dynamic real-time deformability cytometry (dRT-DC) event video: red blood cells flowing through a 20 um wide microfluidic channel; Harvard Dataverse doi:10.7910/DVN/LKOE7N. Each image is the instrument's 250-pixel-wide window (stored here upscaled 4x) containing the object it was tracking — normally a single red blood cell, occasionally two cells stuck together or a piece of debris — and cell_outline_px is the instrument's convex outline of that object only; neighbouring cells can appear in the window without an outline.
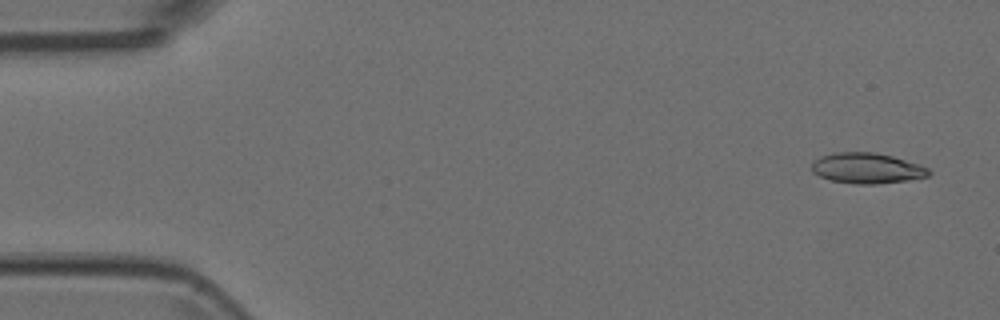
{"species": "Egyptian fruit bat (a non-hibernating species)", "species_latin": "Rousettus aegyptiacus", "temperature_condition": "room temperature", "stored_images_in_passage": 5, "segment_of_instrument_passage": [1, 2], "camera_frame_rate_fps": 3000, "um_per_image_px": 0.085, "animal": {"sex": "female"}, "frame": {"image": 1, "passage_image": 1, "time_ms": 0.0, "image_size_px": [1000, 320], "cell_outline_px": [[932, 172], [928, 176], [908, 180], [876, 184], [856, 184], [832, 180], [820, 176], [812, 172], [812, 160], [820, 156], [836, 152], [876, 152], [892, 156], [920, 164], [928, 168]], "centroid_in_image_um": [73.69, 14.29], "position_along_channel_um": 11.3, "area_um2": 20.92}}